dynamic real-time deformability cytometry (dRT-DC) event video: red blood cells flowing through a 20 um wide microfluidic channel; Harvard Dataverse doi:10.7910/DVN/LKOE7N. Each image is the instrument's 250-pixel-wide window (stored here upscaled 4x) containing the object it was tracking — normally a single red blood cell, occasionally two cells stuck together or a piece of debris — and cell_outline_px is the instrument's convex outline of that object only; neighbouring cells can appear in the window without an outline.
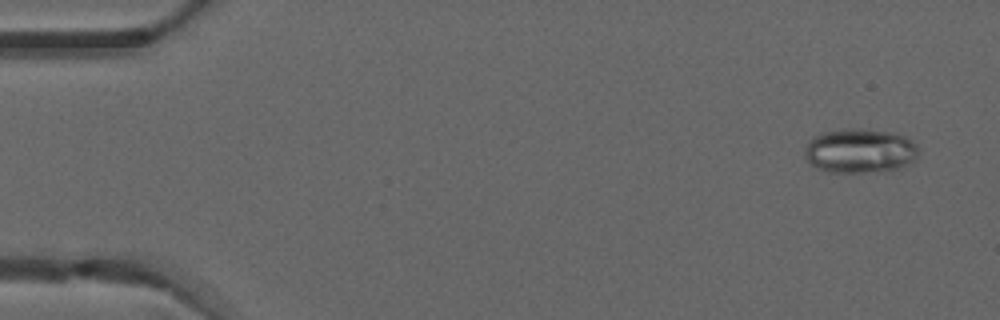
{"species": "common noctule bat (a hibernating species)", "species_latin": "Nyctalus noctula", "temperature_condition": "warm", "stored_images_in_passage": 5, "camera_frame_rate_fps": 3000, "um_per_image_px": 0.085, "animal": {"sex": "male", "forearm_length_mm": 52.5}, "frame": {"image": 1, "passage_image": 1, "time_ms": 0.0, "image_size_px": [1000, 320], "cell_outline_px": [[916, 156], [908, 164], [900, 168], [864, 172], [828, 172], [812, 164], [804, 156], [804, 152], [808, 140], [812, 136], [820, 132], [848, 128], [856, 128], [888, 132], [908, 136], [916, 144]], "centroid_in_image_um": [73.05, 12.79], "position_along_channel_um": 12.0, "area_um2": 29.3}}